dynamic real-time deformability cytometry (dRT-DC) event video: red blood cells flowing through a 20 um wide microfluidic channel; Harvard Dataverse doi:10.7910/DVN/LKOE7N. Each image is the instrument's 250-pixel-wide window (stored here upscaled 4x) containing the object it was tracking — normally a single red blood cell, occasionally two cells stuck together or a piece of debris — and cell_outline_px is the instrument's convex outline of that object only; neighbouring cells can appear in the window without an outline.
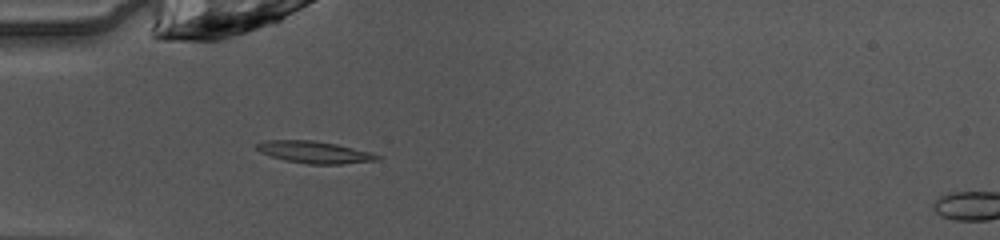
{"species": "common noctule bat (a hibernating species)", "species_latin": "Nyctalus noctula", "temperature_condition": "warm", "stored_images_in_passage": 35, "camera_frame_rate_fps": 3000, "um_per_image_px": 0.085, "animal": {"sex": "female", "body_mass_g": 10.0, "forearm_length_mm": 53.1}, "frame": {"image": 1, "passage_image": 1, "time_ms": 0.0, "image_size_px": [1000, 240], "cell_outline_px": [[384, 156], [380, 160], [340, 164], [308, 164], [284, 160], [260, 152], [256, 148], [256, 144], [264, 140], [312, 140], [336, 144], [372, 152]], "centroid_in_image_um": [26.78, 12.94], "position_along_channel_um": 58.2, "area_um2": 15.55}}
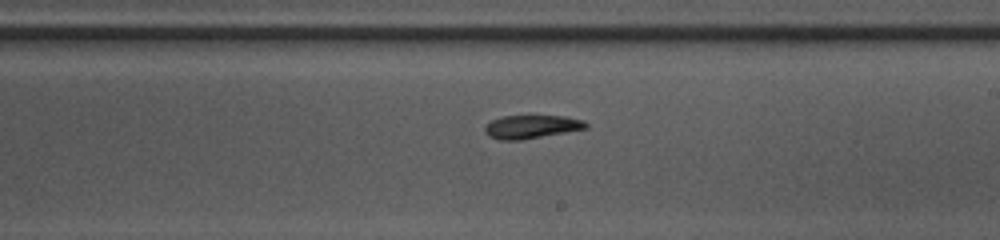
{"frame": {"image": 2, "passage_image": 15, "time_ms": 4.667, "image_size_px": [1000, 240], "cell_outline_px": [[588, 128], [520, 140], [500, 140], [488, 136], [484, 132], [484, 128], [492, 120], [504, 116], [528, 112], [568, 116], [584, 120], [588, 124]], "centroid_in_image_um": [45.2, 10.71], "position_along_channel_um": 243.8, "area_um2": 14.62}}
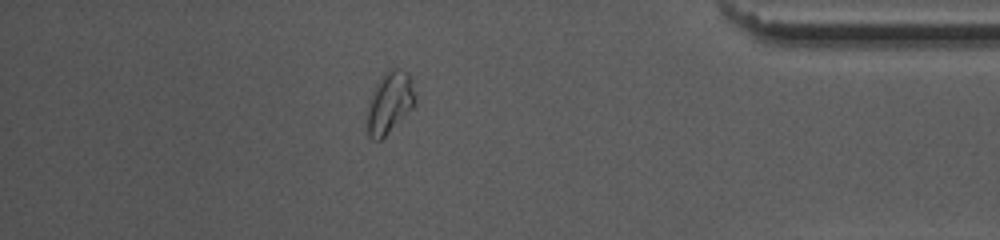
{"frame": {"image": 3, "passage_image": 29, "time_ms": 9.333, "image_size_px": [1000, 240], "cell_outline_px": [[416, 104], [380, 140], [372, 140], [368, 136], [368, 104], [380, 80], [388, 68], [400, 68], [408, 72], [416, 96]], "centroid_in_image_um": [33.15, 8.7], "position_along_channel_um": 402.0, "area_um2": 16.76}, "authors_computed_cell_mechanics": {"area_um2": 14.739, "velocity_mm_per_s": 4.0621, "shape_relaxation_time_tau1_ms": 5.7306, "shape_relaxation_time_tau2_ms": 4.7994, "deformation_change_tau1": 0.1641, "deformation_change_tau2": 0.129}}